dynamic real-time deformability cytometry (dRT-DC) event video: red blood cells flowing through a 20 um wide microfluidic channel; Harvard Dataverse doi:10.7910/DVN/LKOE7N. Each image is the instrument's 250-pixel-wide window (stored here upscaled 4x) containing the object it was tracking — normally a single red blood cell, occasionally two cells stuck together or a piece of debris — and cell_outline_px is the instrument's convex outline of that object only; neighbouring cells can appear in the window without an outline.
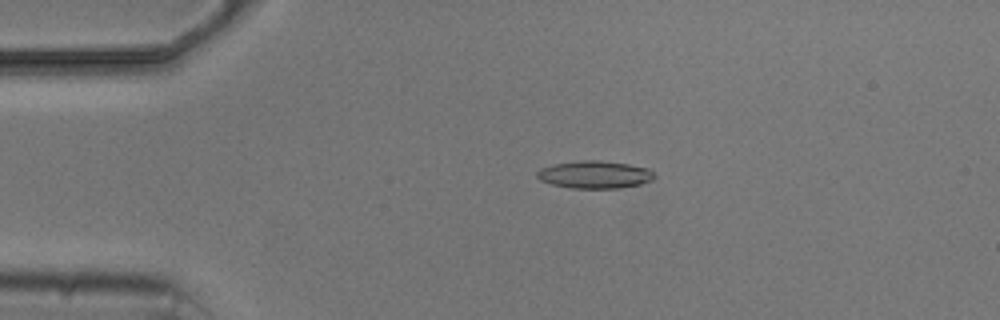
{"species": "common noctule bat (a hibernating species)", "species_latin": "Nyctalus noctula", "temperature_condition": "cold", "stored_images_in_passage": 3, "camera_frame_rate_fps": 3000, "um_per_image_px": 0.085, "animal": {"sex": "male", "body_mass_g": 20.5, "forearm_length_mm": 52.5}, "frame": {"image": 1, "passage_image": 2, "time_ms": 1.0, "image_size_px": [1000, 320], "cell_outline_px": [[656, 176], [652, 180], [640, 184], [620, 188], [572, 188], [552, 184], [540, 180], [536, 176], [536, 172], [540, 168], [552, 164], [580, 160], [600, 160], [628, 164], [648, 168]], "centroid_in_image_um": [50.53, 14.83], "position_along_channel_um": 34.5, "area_um2": 18.9}}